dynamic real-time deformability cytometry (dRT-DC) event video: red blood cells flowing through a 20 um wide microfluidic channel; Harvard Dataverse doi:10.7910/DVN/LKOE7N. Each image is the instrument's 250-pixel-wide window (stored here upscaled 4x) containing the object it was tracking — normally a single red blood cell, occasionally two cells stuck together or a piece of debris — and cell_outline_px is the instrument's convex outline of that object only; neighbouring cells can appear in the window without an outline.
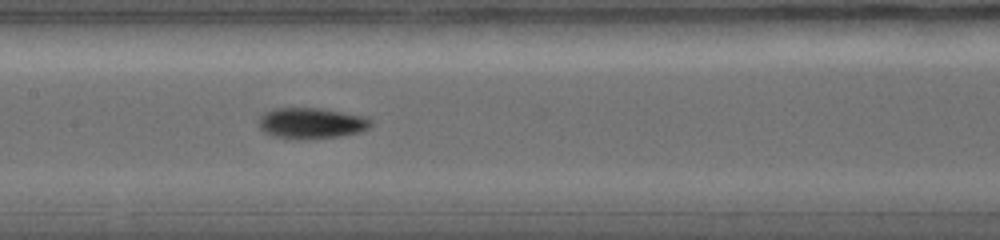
{"species": "common noctule bat (a hibernating species)", "species_latin": "Nyctalus noctula", "temperature_condition": "warm", "stored_images_in_passage": 18, "camera_frame_rate_fps": 5000, "um_per_image_px": 0.085, "animal": {"sex": "female", "body_mass_g": 19.0, "forearm_length_mm": 56.7}, "frame": {"image": 1, "passage_image": 13, "time_ms": 3.6, "image_size_px": [1000, 240], "cell_outline_px": [[372, 124], [368, 128], [360, 132], [340, 136], [308, 140], [300, 140], [272, 136], [264, 132], [260, 128], [260, 116], [264, 112], [272, 108], [320, 108], [368, 116], [372, 120]], "centroid_in_image_um": [26.49, 10.47], "position_along_channel_um": 180.9, "area_um2": 20.58}}
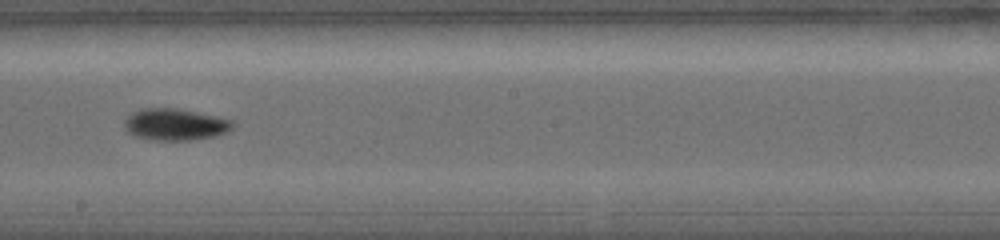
{"frame": {"image": 2, "passage_image": 16, "time_ms": 4.4, "image_size_px": [1000, 240], "cell_outline_px": [[236, 124], [228, 132], [216, 136], [188, 140], [152, 140], [132, 136], [124, 128], [124, 120], [132, 112], [140, 108], [176, 108], [216, 116], [232, 120]], "centroid_in_image_um": [14.87, 10.58], "position_along_channel_um": 233.3, "area_um2": 20.23}}
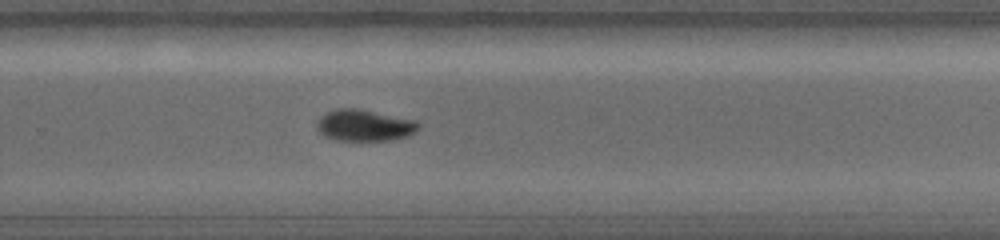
{"frame": {"image": 3, "passage_image": 18, "time_ms": 5.4, "image_size_px": [1000, 240], "cell_outline_px": [[420, 128], [416, 132], [408, 136], [396, 140], [332, 140], [324, 136], [316, 128], [316, 120], [320, 116], [336, 108], [356, 108], [416, 120], [420, 124]], "centroid_in_image_um": [30.98, 10.66], "position_along_channel_um": 298.8, "area_um2": 18.9}}